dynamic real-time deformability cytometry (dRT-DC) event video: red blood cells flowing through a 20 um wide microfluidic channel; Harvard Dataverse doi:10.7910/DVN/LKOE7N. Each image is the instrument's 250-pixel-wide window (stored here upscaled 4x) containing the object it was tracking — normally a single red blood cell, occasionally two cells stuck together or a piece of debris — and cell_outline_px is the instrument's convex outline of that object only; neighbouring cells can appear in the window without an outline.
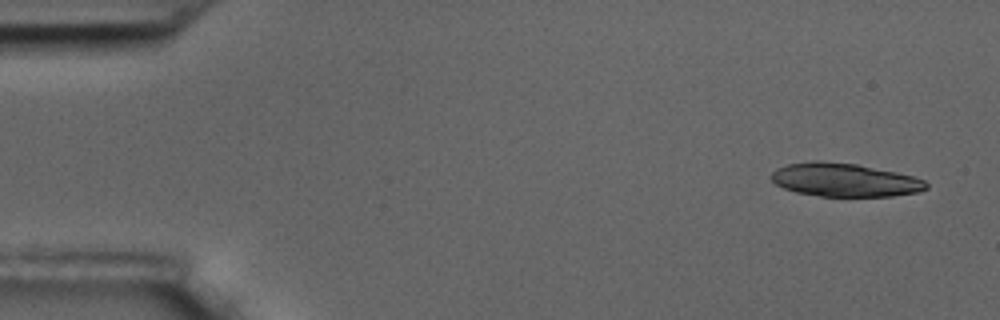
{"species": "common noctule bat (a hibernating species)", "species_latin": "Nyctalus noctula", "temperature_condition": "room temperature", "stored_images_in_passage": 5, "camera_frame_rate_fps": 3000, "um_per_image_px": 0.085, "animal": {"sex": "male", "body_mass_g": 17.5, "forearm_length_mm": 52.3}, "frame": {"image": 1, "passage_image": 1, "time_ms": 0.0, "image_size_px": [1000, 320], "cell_outline_px": [[928, 188], [920, 192], [892, 196], [820, 196], [796, 192], [784, 188], [776, 184], [768, 176], [776, 168], [788, 164], [812, 160], [816, 160], [856, 164], [896, 172], [912, 176], [924, 180], [928, 184]], "centroid_in_image_um": [71.77, 15.29], "position_along_channel_um": 13.2, "area_um2": 30.23}}